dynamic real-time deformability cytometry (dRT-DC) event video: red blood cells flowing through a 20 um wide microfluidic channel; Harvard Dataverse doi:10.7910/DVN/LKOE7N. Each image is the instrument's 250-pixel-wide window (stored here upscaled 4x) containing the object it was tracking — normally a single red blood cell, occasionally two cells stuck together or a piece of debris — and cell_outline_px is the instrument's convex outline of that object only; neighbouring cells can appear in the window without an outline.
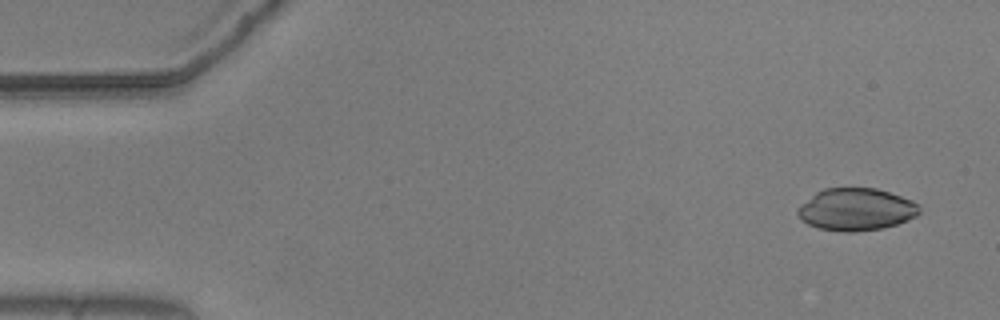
{"species": "common noctule bat (a hibernating species)", "species_latin": "Nyctalus noctula", "temperature_condition": "warm", "stored_images_in_passage": 54, "camera_frame_rate_fps": 3000, "um_per_image_px": 0.085, "animal": {"sex": "male", "body_mass_g": 20.5, "forearm_length_mm": 52.5}, "frame": {"image": 1, "passage_image": 3, "time_ms": 0.667, "image_size_px": [1000, 320], "cell_outline_px": [[920, 212], [916, 216], [908, 220], [884, 228], [856, 232], [844, 232], [820, 228], [808, 224], [800, 220], [796, 212], [796, 208], [800, 204], [816, 192], [824, 188], [876, 188], [912, 200], [920, 204]], "centroid_in_image_um": [72.76, 17.8], "position_along_channel_um": 12.2, "area_um2": 30.23}}